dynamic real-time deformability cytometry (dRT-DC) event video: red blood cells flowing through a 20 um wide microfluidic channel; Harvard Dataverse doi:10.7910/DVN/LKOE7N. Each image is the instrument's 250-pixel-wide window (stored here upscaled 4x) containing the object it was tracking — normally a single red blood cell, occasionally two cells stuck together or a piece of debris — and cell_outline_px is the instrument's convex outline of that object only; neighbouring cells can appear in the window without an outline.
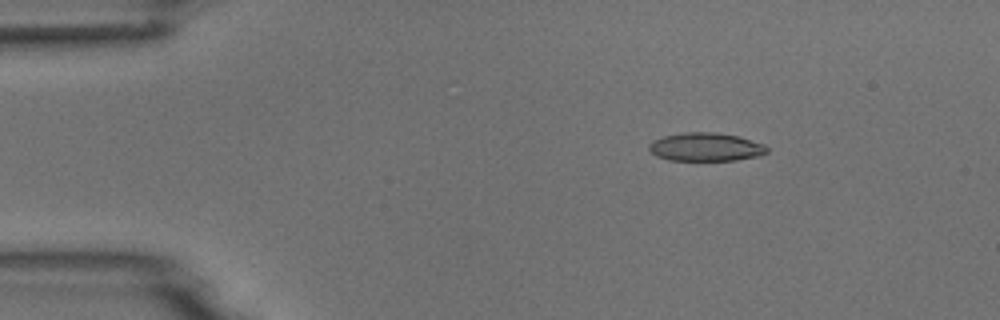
{"species": "common noctule bat (a hibernating species)", "species_latin": "Nyctalus noctula", "temperature_condition": "room temperature", "stored_images_in_passage": 5, "camera_frame_rate_fps": 3000, "um_per_image_px": 0.085, "animal": {"sex": "male", "body_mass_g": 18.8}, "frame": {"image": 1, "passage_image": 3, "time_ms": 2.333, "image_size_px": [1000, 320], "cell_outline_px": [[768, 152], [760, 156], [736, 160], [668, 160], [656, 156], [648, 148], [648, 144], [652, 140], [664, 136], [684, 132], [716, 132], [740, 136], [764, 144], [768, 148]], "centroid_in_image_um": [60.0, 12.49], "position_along_channel_um": 25.0, "area_um2": 19.71}}